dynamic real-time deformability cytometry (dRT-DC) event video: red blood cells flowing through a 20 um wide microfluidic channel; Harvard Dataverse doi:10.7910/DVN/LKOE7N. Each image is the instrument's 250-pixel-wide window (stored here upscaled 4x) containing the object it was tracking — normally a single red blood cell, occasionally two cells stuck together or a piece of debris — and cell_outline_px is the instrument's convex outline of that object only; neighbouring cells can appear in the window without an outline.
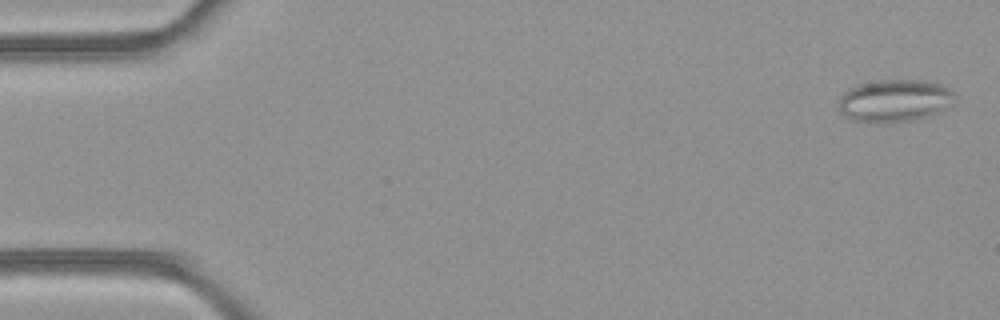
{"species": "common noctule bat (a hibernating species)", "species_latin": "Nyctalus noctula", "temperature_condition": "room temperature", "stored_images_in_passage": 7, "camera_frame_rate_fps": 3000, "um_per_image_px": 0.085, "animal": {"sex": "female", "body_mass_g": 21.9}, "frame": {"image": 1, "passage_image": 1, "time_ms": 0.0, "image_size_px": [1000, 320], "cell_outline_px": [[956, 96], [936, 112], [912, 120], [852, 120], [844, 116], [840, 112], [840, 96], [844, 92], [860, 84], [880, 80], [924, 80], [940, 84], [948, 88]], "centroid_in_image_um": [76.0, 8.5], "position_along_channel_um": 9.0, "area_um2": 27.34}}
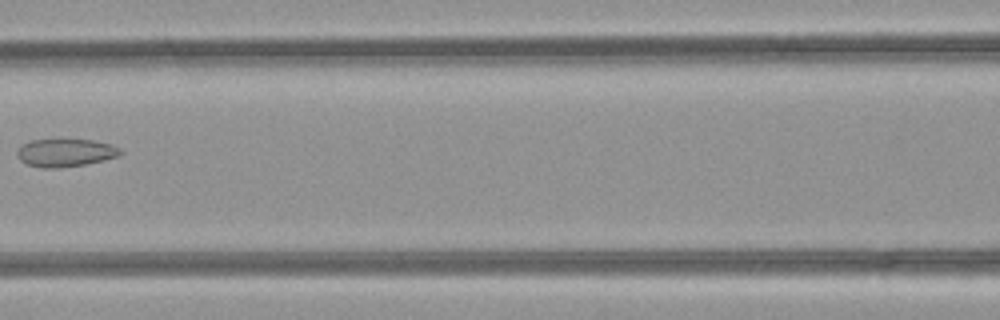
{"frame": {"image": 2, "passage_image": 7, "time_ms": 2.0, "image_size_px": [1000, 320], "cell_outline_px": [[124, 152], [120, 156], [104, 160], [84, 164], [56, 168], [40, 168], [28, 164], [20, 160], [16, 152], [24, 144], [32, 140], [92, 140], [112, 144], [120, 148]], "centroid_in_image_um": [5.61, 12.99], "position_along_channel_um": 161.0, "area_um2": 16.65}}